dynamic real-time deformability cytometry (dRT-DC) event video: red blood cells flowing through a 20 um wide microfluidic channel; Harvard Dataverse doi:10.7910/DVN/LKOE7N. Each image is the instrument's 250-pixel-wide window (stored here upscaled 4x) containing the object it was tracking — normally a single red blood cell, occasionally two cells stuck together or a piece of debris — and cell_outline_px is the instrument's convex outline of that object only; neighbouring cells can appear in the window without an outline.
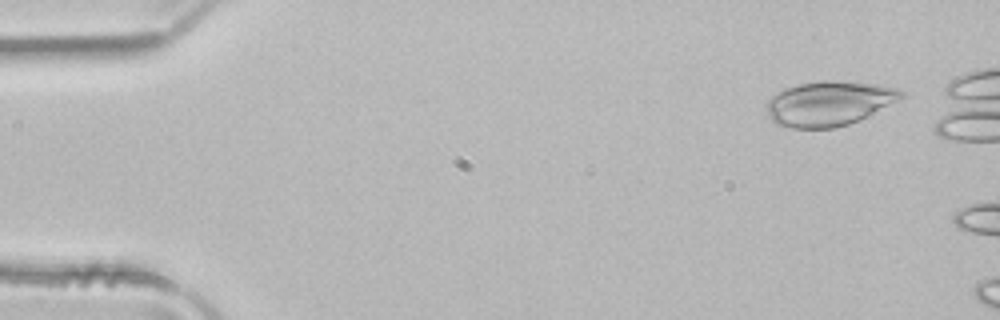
{"species": "common noctule bat (a hibernating species)", "species_latin": "Nyctalus noctula", "temperature_condition": "room temperature", "stored_images_in_passage": 9, "camera_frame_rate_fps": 3000, "um_per_image_px": 0.085, "animal": {"sex": "male", "body_mass_g": 21.5, "forearm_length_mm": 52.0}, "frame": {"image": 1, "passage_image": 4, "time_ms": 1.0, "image_size_px": [1000, 320], "cell_outline_px": [[904, 96], [900, 100], [860, 120], [836, 128], [792, 128], [776, 124], [768, 116], [764, 104], [772, 96], [784, 88], [800, 84], [820, 80], [840, 80], [876, 84], [896, 88], [904, 92]], "centroid_in_image_um": [70.46, 8.79], "position_along_channel_um": 14.5, "area_um2": 35.43}}